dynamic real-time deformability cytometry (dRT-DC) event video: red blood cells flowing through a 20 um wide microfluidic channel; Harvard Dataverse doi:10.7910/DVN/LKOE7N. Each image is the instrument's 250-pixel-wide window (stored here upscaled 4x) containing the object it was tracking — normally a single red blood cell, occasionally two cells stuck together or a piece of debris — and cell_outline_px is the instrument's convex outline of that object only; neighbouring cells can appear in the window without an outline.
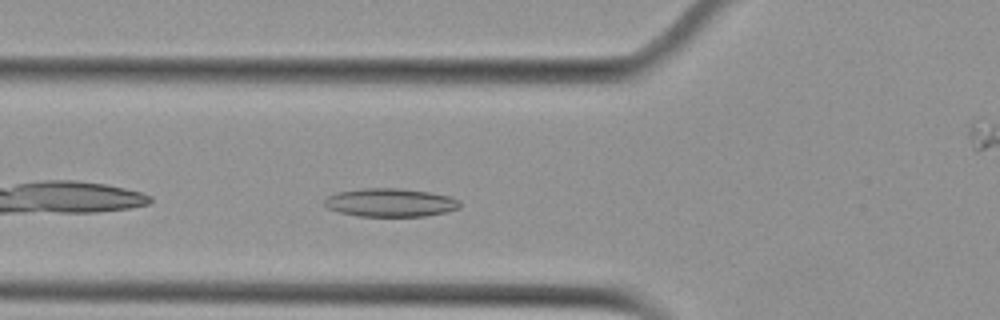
{"species": "Egyptian fruit bat (a non-hibernating species)", "species_latin": "Rousettus aegyptiacus", "temperature_condition": "cold", "stored_images_in_passage": 40, "camera_frame_rate_fps": 3000, "um_per_image_px": 0.085, "animal": {"sex": "female"}, "frame": {"image": 1, "passage_image": 4, "time_ms": 1.0, "image_size_px": [1000, 320], "cell_outline_px": [[460, 208], [448, 212], [424, 216], [356, 216], [340, 212], [328, 208], [324, 204], [324, 200], [328, 196], [340, 192], [364, 188], [400, 188], [428, 192], [448, 196], [460, 200]], "centroid_in_image_um": [33.21, 17.22], "position_along_channel_um": 92.6, "area_um2": 22.31}}
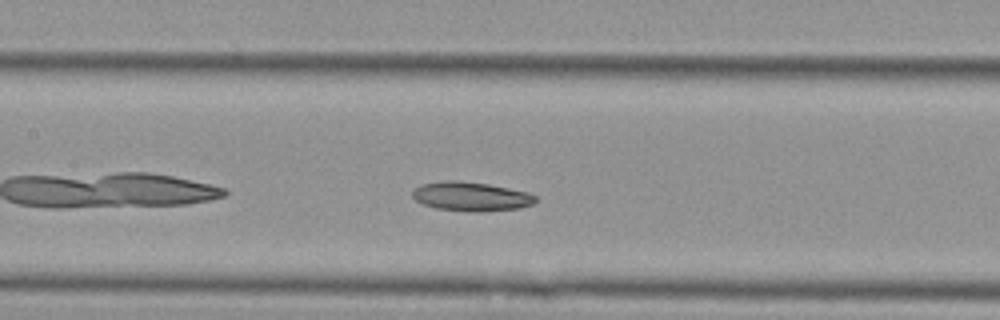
{"frame": {"image": 2, "passage_image": 10, "time_ms": 3.0, "image_size_px": [1000, 320], "cell_outline_px": [[536, 200], [532, 204], [520, 208], [480, 212], [468, 212], [436, 208], [420, 204], [412, 196], [412, 192], [420, 184], [444, 180], [456, 180], [488, 184], [528, 192], [536, 196]], "centroid_in_image_um": [40.01, 16.7], "position_along_channel_um": 167.4, "area_um2": 21.04}}
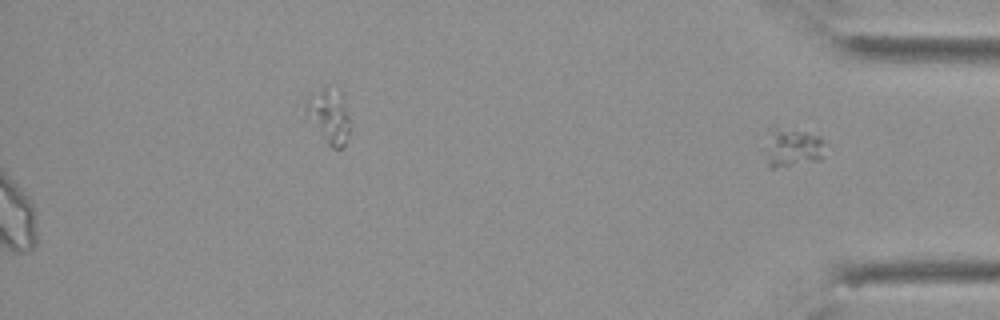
{"frame": {"image": 3, "passage_image": 40, "time_ms": 13.0, "image_size_px": [1000, 320], "cell_outline_px": [[828, 144], [820, 160], [772, 168], [768, 168], [764, 148], [768, 124], [776, 124], [808, 132], [820, 136]], "centroid_in_image_um": [67.3, 12.45], "position_along_channel_um": 367.9, "area_um2": 14.68}, "authors_computed_cell_mechanics": {"area_um2": 21.2126, "velocity_mm_per_s": 3.7381, "shape_relaxation_time_tau1_ms": null, "shape_relaxation_time_tau2_ms": 8.4221, "deformation_change_tau1": null, "deformation_change_tau2": 0.1393}}